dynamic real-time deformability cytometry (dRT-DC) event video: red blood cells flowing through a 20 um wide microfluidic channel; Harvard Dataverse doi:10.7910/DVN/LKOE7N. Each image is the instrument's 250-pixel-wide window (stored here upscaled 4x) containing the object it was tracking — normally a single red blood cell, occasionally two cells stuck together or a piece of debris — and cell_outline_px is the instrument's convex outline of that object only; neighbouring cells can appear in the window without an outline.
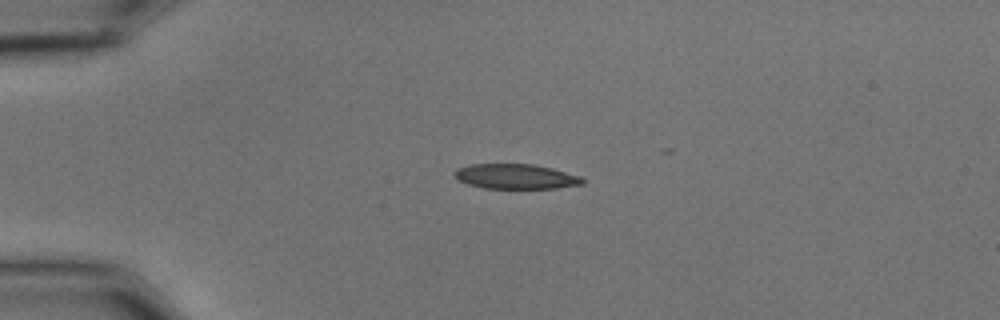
{"species": "common noctule bat (a hibernating species)", "species_latin": "Nyctalus noctula", "temperature_condition": "cold", "stored_images_in_passage": 42, "camera_frame_rate_fps": 3000, "um_per_image_px": 0.085, "animal": {"sex": "male", "body_mass_g": 15.6}, "frame": {"image": 1, "passage_image": 1, "time_ms": 0.0, "image_size_px": [1000, 320], "cell_outline_px": [[584, 184], [556, 188], [484, 188], [468, 184], [460, 180], [452, 172], [456, 168], [472, 164], [532, 164], [552, 168], [580, 176], [584, 180]], "centroid_in_image_um": [43.84, 15.0], "position_along_channel_um": 41.2, "area_um2": 18.5}}
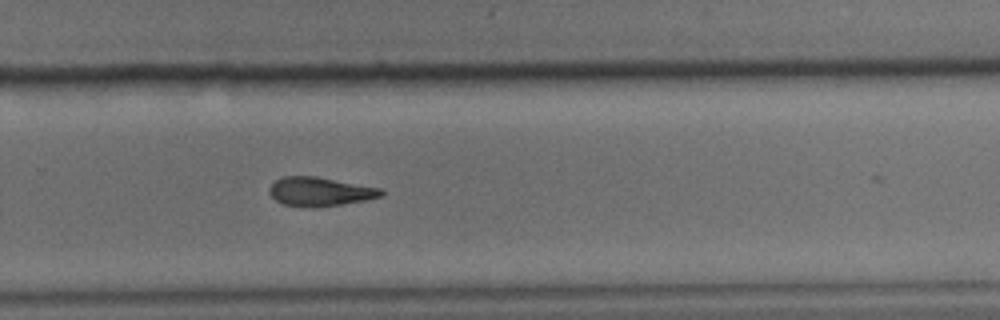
{"frame": {"image": 2, "passage_image": 25, "time_ms": 8.0, "image_size_px": [1000, 320], "cell_outline_px": [[384, 192], [380, 196], [364, 200], [316, 208], [304, 208], [284, 204], [276, 200], [268, 192], [268, 188], [276, 180], [284, 176], [316, 176], [380, 188]], "centroid_in_image_um": [27.14, 16.29], "position_along_channel_um": 302.7, "area_um2": 18.79}}
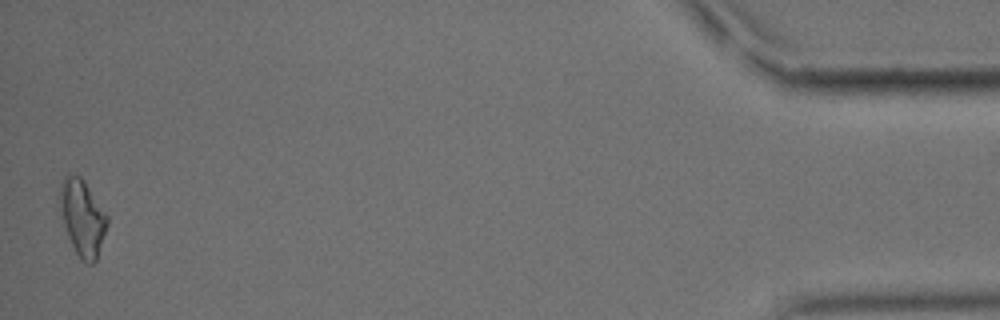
{"frame": {"image": 3, "passage_image": 42, "time_ms": 13.667, "image_size_px": [1000, 320], "cell_outline_px": [[108, 224], [96, 260], [92, 264], [88, 264], [80, 260], [68, 236], [64, 224], [60, 208], [60, 184], [64, 176], [68, 172], [80, 176], [84, 180], [108, 216]], "centroid_in_image_um": [7.01, 18.48], "position_along_channel_um": 428.2, "area_um2": 20.92}, "authors_computed_cell_mechanics": {"area_um2": 19.3052, "velocity_mm_per_s": 3.6601, "shape_relaxation_time_tau1_ms": 9.5154, "shape_relaxation_time_tau2_ms": 8.8795, "deformation_change_tau1": 0.2106, "deformation_change_tau2": 0.199}}